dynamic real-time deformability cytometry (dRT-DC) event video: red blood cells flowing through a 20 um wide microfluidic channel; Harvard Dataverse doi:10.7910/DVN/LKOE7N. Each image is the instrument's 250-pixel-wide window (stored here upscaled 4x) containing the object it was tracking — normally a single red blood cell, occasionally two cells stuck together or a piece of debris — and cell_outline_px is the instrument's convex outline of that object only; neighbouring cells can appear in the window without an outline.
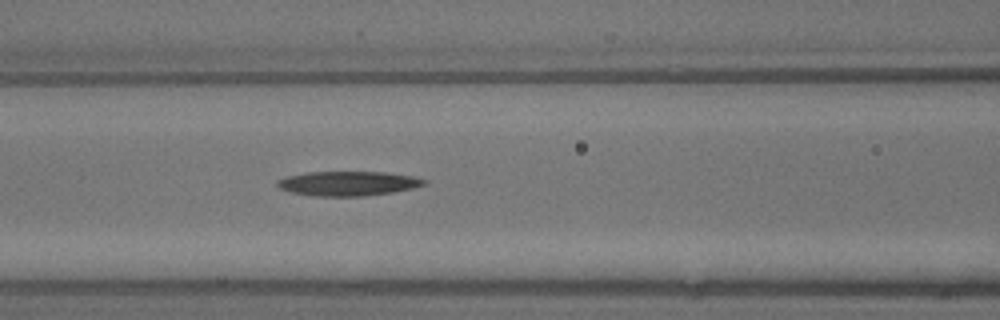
{"species": "common noctule bat (a hibernating species)", "species_latin": "Nyctalus noctula", "temperature_condition": "warm", "stored_images_in_passage": 6, "camera_frame_rate_fps": 3000, "um_per_image_px": 0.085, "animal": {"sex": "male", "body_mass_g": 13.3}, "frame": {"image": 1, "passage_image": 5, "time_ms": 1.333, "image_size_px": [1000, 320], "cell_outline_px": [[428, 184], [412, 188], [392, 192], [364, 196], [316, 196], [292, 192], [280, 188], [276, 184], [276, 180], [288, 176], [308, 172], [388, 172], [416, 176], [428, 180]], "centroid_in_image_um": [29.65, 15.58], "position_along_channel_um": 137.0, "area_um2": 21.04}}